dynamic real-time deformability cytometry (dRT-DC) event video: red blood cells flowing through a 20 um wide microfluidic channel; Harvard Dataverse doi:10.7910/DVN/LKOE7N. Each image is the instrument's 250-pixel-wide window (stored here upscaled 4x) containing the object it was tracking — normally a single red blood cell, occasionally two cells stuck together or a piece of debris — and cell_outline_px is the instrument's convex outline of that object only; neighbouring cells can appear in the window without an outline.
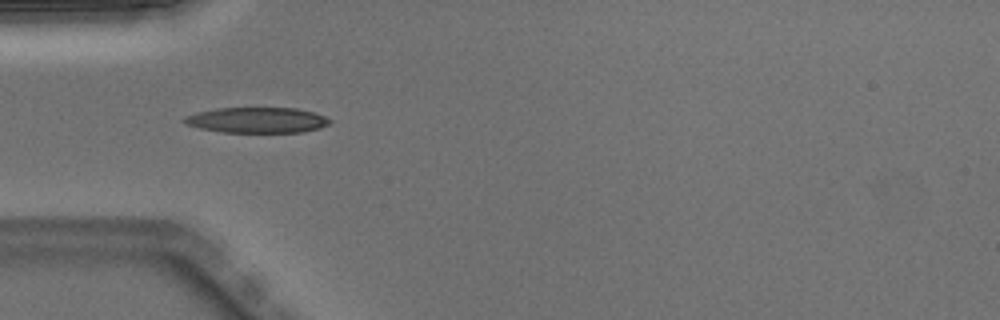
{"species": "Egyptian fruit bat (a non-hibernating species)", "species_latin": "Rousettus aegyptiacus", "temperature_condition": "warm", "stored_images_in_passage": 5, "camera_frame_rate_fps": 3000, "um_per_image_px": 0.085, "animal": {"sex": "male"}, "frame": {"image": 1, "passage_image": 2, "time_ms": 0.333, "image_size_px": [1000, 320], "cell_outline_px": [[332, 124], [320, 128], [304, 132], [224, 132], [200, 128], [184, 124], [180, 120], [184, 116], [196, 112], [216, 108], [296, 108], [312, 112], [324, 116], [332, 120]], "centroid_in_image_um": [21.83, 10.21], "position_along_channel_um": 63.2, "area_um2": 21.85}}
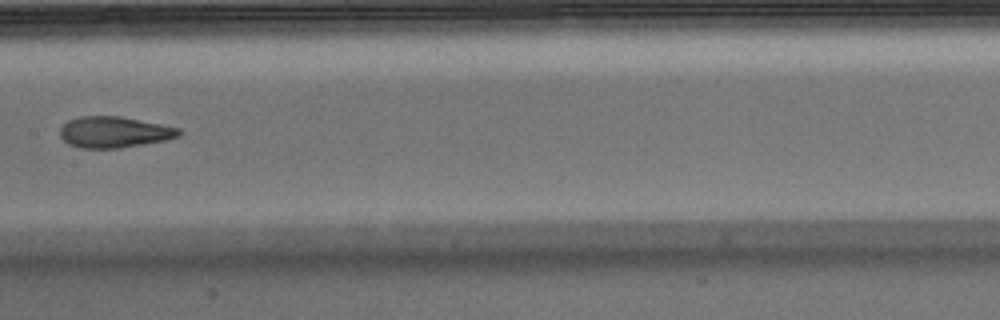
{"frame": {"image": 2, "passage_image": 5, "time_ms": 1.333, "image_size_px": [1000, 320], "cell_outline_px": [[180, 136], [168, 140], [120, 148], [80, 148], [68, 144], [60, 136], [60, 128], [68, 120], [80, 116], [120, 116], [180, 128]], "centroid_in_image_um": [9.7, 11.23], "position_along_channel_um": 197.7, "area_um2": 21.62}}